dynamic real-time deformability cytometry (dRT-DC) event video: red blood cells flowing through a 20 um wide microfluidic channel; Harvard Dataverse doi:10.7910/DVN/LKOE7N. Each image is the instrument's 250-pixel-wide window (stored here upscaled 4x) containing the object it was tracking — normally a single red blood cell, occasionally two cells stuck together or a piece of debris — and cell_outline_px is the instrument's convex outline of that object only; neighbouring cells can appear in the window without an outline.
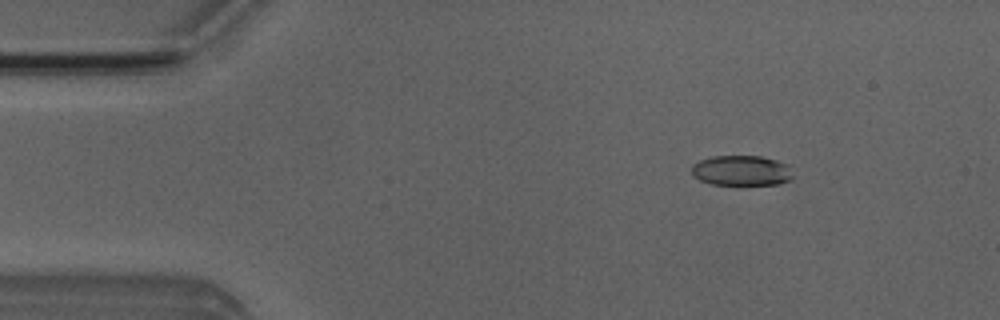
{"species": "Egyptian fruit bat (a non-hibernating species)", "species_latin": "Rousettus aegyptiacus", "temperature_condition": "room temperature", "stored_images_in_passage": 51, "camera_frame_rate_fps": 3000, "um_per_image_px": 0.085, "animal": {"sex": "male"}, "frame": {"image": 1, "passage_image": 7, "time_ms": 2.0, "image_size_px": [1000, 320], "cell_outline_px": [[792, 180], [780, 184], [712, 184], [700, 180], [692, 176], [692, 164], [700, 160], [712, 156], [760, 156], [776, 160], [788, 164], [792, 176]], "centroid_in_image_um": [63.02, 14.49], "position_along_channel_um": 22.0, "area_um2": 17.86}}
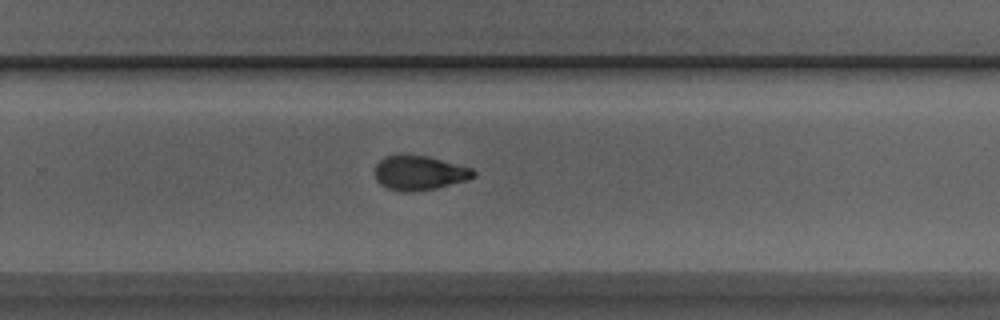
{"frame": {"image": 2, "passage_image": 33, "time_ms": 10.667, "image_size_px": [1000, 320], "cell_outline_px": [[476, 176], [468, 180], [436, 188], [412, 192], [400, 192], [388, 188], [380, 184], [376, 180], [376, 164], [384, 156], [400, 152], [428, 156], [472, 168], [476, 172]], "centroid_in_image_um": [35.63, 14.67], "position_along_channel_um": 294.2, "area_um2": 20.29}}
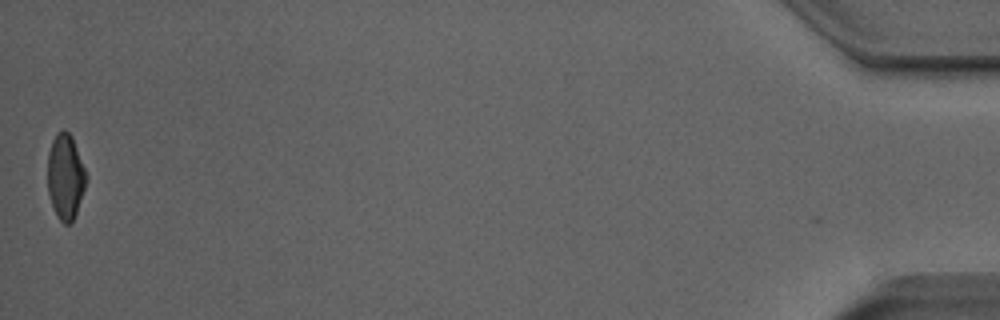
{"frame": {"image": 3, "passage_image": 51, "time_ms": 16.667, "image_size_px": [1000, 320], "cell_outline_px": [[88, 176], [76, 212], [72, 220], [68, 224], [64, 224], [60, 220], [52, 204], [48, 192], [48, 152], [52, 140], [56, 132], [64, 128], [72, 136]], "centroid_in_image_um": [5.56, 14.95], "position_along_channel_um": 429.6, "area_um2": 19.02}, "authors_computed_cell_mechanics": {"area_um2": 19.7098, "velocity_mm_per_s": 3.9862, "shape_relaxation_time_tau1_ms": 5.9007, "shape_relaxation_time_tau2_ms": 1.8409, "deformation_change_tau1": 0.1734, "deformation_change_tau2": 0.0833}}